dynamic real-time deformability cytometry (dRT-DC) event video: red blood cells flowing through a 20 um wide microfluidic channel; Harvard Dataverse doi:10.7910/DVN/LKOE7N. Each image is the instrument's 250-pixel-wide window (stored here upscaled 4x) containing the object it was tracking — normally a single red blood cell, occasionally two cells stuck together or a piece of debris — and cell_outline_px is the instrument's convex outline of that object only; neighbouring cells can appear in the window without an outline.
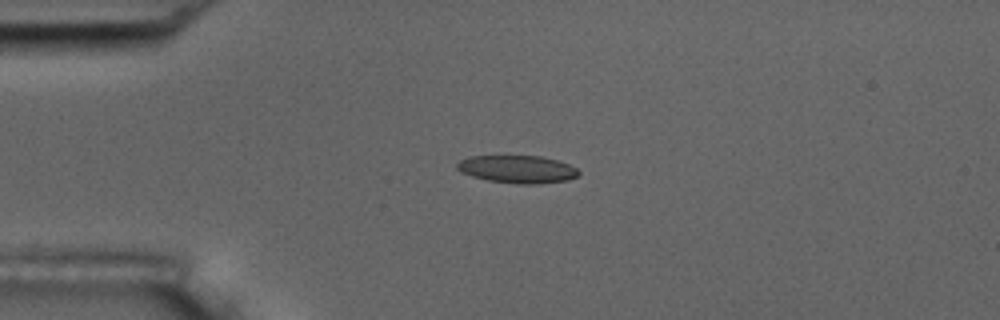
{"species": "common noctule bat (a hibernating species)", "species_latin": "Nyctalus noctula", "temperature_condition": "room temperature", "stored_images_in_passage": 10, "camera_frame_rate_fps": 3000, "um_per_image_px": 0.085, "animal": {"sex": "male", "body_mass_g": 17.5, "forearm_length_mm": 52.3}, "frame": {"image": 1, "passage_image": 4, "time_ms": 3.333, "image_size_px": [1000, 320], "cell_outline_px": [[580, 172], [576, 176], [568, 180], [540, 184], [520, 184], [488, 180], [472, 176], [460, 172], [456, 168], [456, 164], [460, 160], [468, 156], [540, 156], [556, 160], [568, 164], [576, 168]], "centroid_in_image_um": [43.96, 14.38], "position_along_channel_um": 41.0, "area_um2": 19.59}}